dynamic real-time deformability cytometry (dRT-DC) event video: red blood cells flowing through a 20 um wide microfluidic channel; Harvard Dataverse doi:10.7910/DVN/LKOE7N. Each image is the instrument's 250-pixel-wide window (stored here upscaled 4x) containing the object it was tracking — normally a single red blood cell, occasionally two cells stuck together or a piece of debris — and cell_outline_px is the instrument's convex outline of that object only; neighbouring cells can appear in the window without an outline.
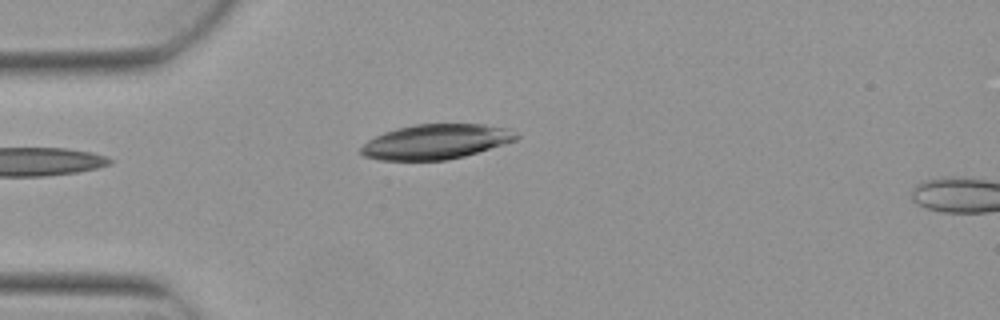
{"species": "Egyptian fruit bat (a non-hibernating species)", "species_latin": "Rousettus aegyptiacus", "temperature_condition": "warm", "stored_images_in_passage": 4, "camera_frame_rate_fps": 3000, "um_per_image_px": 0.085, "animal": {"sex": "female"}, "frame": {"image": 1, "passage_image": 3, "time_ms": 0.667, "image_size_px": [1000, 320], "cell_outline_px": [[520, 136], [516, 140], [504, 144], [464, 156], [448, 160], [380, 160], [364, 156], [360, 152], [360, 148], [368, 140], [384, 132], [396, 128], [416, 124], [484, 124], [508, 128]], "centroid_in_image_um": [37.05, 12.04], "position_along_channel_um": 48.0, "area_um2": 31.5}}